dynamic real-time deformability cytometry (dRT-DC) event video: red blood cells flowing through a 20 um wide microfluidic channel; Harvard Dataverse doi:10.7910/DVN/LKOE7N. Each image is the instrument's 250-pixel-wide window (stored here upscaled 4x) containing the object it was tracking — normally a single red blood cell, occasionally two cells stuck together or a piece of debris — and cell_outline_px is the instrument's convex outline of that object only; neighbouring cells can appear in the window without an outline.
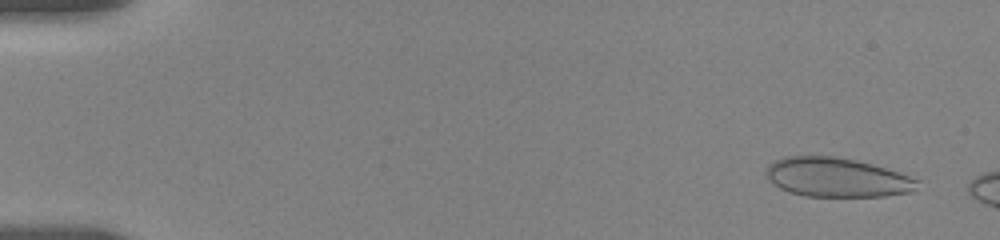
{"species": "human", "species_latin": "Homo sapiens", "temperature_condition": "room temperature", "stored_images_in_passage": 16, "camera_frame_rate_fps": 3000, "um_per_image_px": 0.085, "donor": {"sex": "female"}, "frame": {"image": 1, "passage_image": 1, "time_ms": 0.0, "image_size_px": [1000, 240], "cell_outline_px": [[920, 180], [916, 188], [912, 192], [884, 196], [804, 196], [780, 188], [764, 172], [768, 164], [784, 156], [836, 156], [856, 160], [872, 164]], "centroid_in_image_um": [71.13, 15.07], "position_along_channel_um": 13.9, "area_um2": 34.28}}
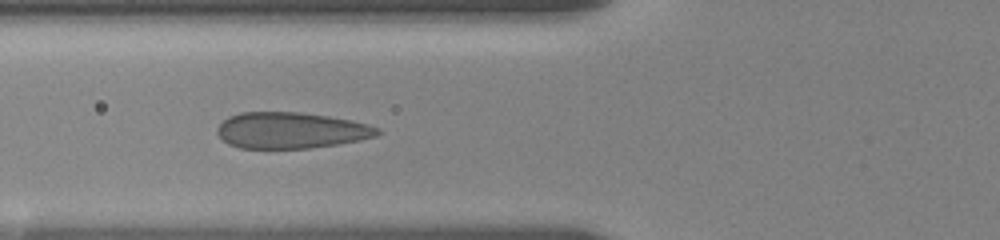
{"frame": {"image": 2, "passage_image": 15, "time_ms": 6.0, "image_size_px": [1000, 240], "cell_outline_px": [[380, 132], [376, 136], [360, 140], [336, 144], [308, 148], [240, 148], [228, 144], [216, 132], [216, 128], [228, 116], [240, 112], [300, 112], [328, 116], [368, 124], [380, 128]], "centroid_in_image_um": [24.71, 11.08], "position_along_channel_um": 101.1, "area_um2": 33.64}}
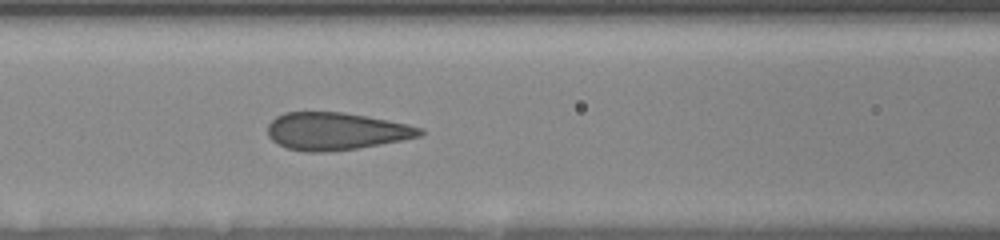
{"frame": {"image": 3, "passage_image": 16, "time_ms": 7.0, "image_size_px": [1000, 240], "cell_outline_px": [[424, 132], [420, 136], [380, 144], [356, 148], [324, 152], [304, 152], [288, 148], [276, 144], [268, 136], [268, 124], [276, 116], [284, 112], [344, 112], [368, 116], [408, 124], [424, 128]], "centroid_in_image_um": [28.54, 11.15], "position_along_channel_um": 138.1, "area_um2": 33.29}}